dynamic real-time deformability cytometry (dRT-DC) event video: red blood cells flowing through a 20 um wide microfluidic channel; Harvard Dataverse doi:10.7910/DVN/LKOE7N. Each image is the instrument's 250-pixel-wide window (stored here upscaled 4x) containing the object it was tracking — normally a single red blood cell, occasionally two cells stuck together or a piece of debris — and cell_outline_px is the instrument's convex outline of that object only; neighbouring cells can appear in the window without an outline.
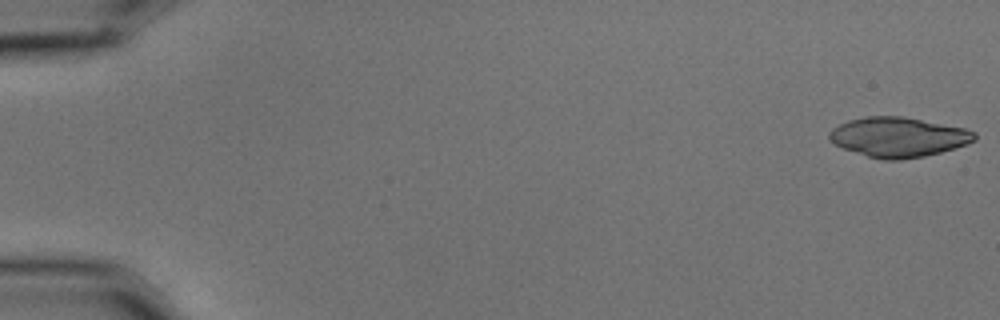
{"species": "common noctule bat (a hibernating species)", "species_latin": "Nyctalus noctula", "temperature_condition": "cold", "stored_images_in_passage": 7, "camera_frame_rate_fps": 3000, "um_per_image_px": 0.085, "animal": {"sex": "male", "body_mass_g": 15.6}, "frame": {"image": 1, "passage_image": 1, "time_ms": 0.0, "image_size_px": [1000, 320], "cell_outline_px": [[976, 140], [968, 144], [940, 152], [924, 156], [900, 160], [884, 160], [868, 156], [844, 148], [828, 140], [828, 132], [832, 128], [848, 120], [868, 116], [904, 116], [964, 128], [976, 132]], "centroid_in_image_um": [76.36, 11.65], "position_along_channel_um": 8.6, "area_um2": 33.64}}